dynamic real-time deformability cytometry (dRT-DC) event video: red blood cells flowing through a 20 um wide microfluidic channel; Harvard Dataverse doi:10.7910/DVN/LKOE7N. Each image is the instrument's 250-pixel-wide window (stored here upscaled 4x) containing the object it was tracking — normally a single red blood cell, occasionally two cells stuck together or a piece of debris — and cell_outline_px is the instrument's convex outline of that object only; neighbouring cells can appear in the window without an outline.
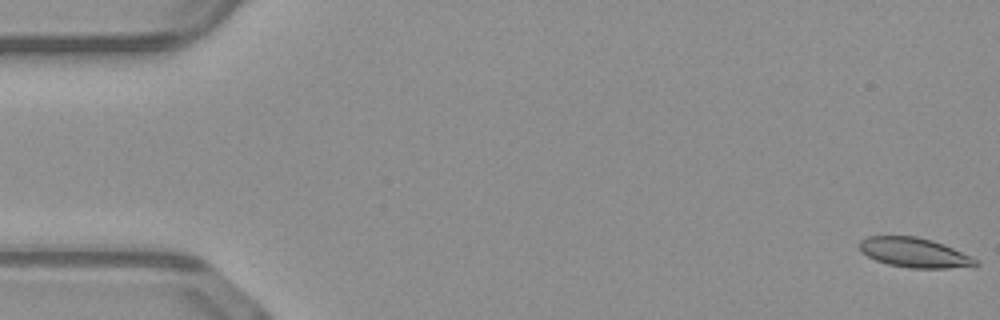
{"species": "common noctule bat (a hibernating species)", "species_latin": "Nyctalus noctula", "temperature_condition": "warm", "stored_images_in_passage": 51, "camera_frame_rate_fps": 3000, "um_per_image_px": 0.085, "animal": {"sex": "male", "body_mass_g": 23.1, "forearm_length_mm": 52.7}, "frame": {"image": 1, "passage_image": 1, "time_ms": 0.0, "image_size_px": [1000, 320], "cell_outline_px": [[980, 264], [948, 268], [908, 268], [888, 264], [876, 260], [860, 252], [860, 240], [868, 236], [916, 236], [932, 240], [944, 244], [972, 256]], "centroid_in_image_um": [77.7, 21.46], "position_along_channel_um": 7.3, "area_um2": 20.0}}
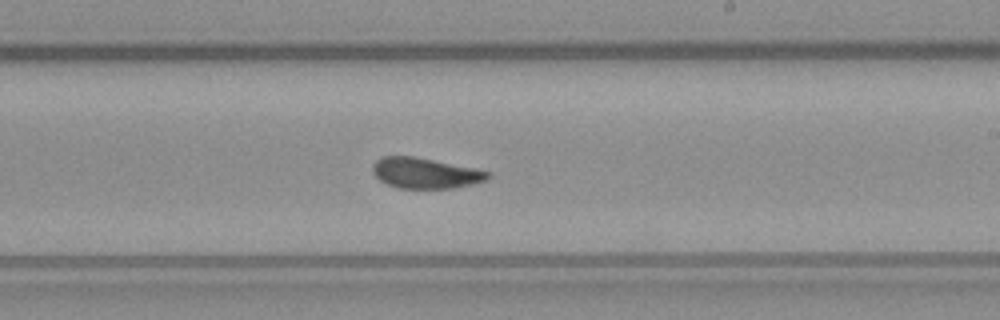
{"frame": {"image": 2, "passage_image": 30, "time_ms": 9.667, "image_size_px": [1000, 320], "cell_outline_px": [[492, 176], [488, 180], [472, 184], [452, 188], [400, 188], [388, 184], [380, 180], [372, 172], [372, 164], [380, 156], [412, 156], [476, 168], [488, 172]], "centroid_in_image_um": [36.15, 14.71], "position_along_channel_um": 252.9, "area_um2": 20.52}}
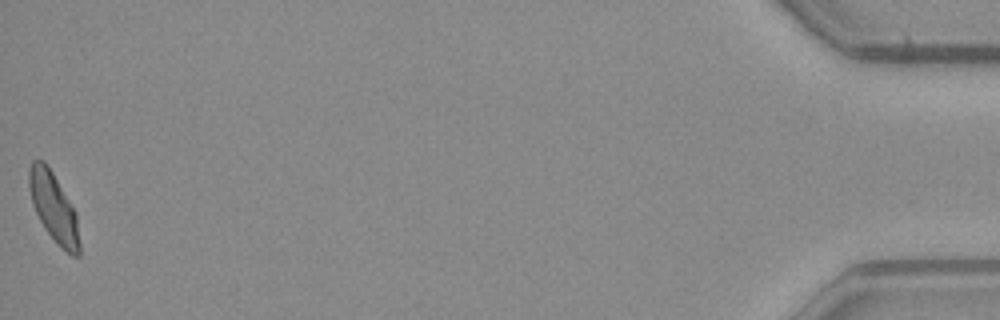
{"frame": {"image": 3, "passage_image": 51, "time_ms": 16.667, "image_size_px": [1000, 320], "cell_outline_px": [[80, 256], [72, 256], [60, 248], [44, 228], [32, 204], [28, 188], [28, 168], [32, 160], [44, 160], [52, 172], [76, 212], [80, 244]], "centroid_in_image_um": [4.55, 17.65], "position_along_channel_um": 430.6, "area_um2": 20.46}, "authors_computed_cell_mechanics": {"area_um2": 20.6924, "velocity_mm_per_s": 4.0744, "shape_relaxation_time_tau1_ms": 4.6659, "shape_relaxation_time_tau2_ms": 1.4905, "deformation_change_tau1": 0.1749, "deformation_change_tau2": 0.0825}}